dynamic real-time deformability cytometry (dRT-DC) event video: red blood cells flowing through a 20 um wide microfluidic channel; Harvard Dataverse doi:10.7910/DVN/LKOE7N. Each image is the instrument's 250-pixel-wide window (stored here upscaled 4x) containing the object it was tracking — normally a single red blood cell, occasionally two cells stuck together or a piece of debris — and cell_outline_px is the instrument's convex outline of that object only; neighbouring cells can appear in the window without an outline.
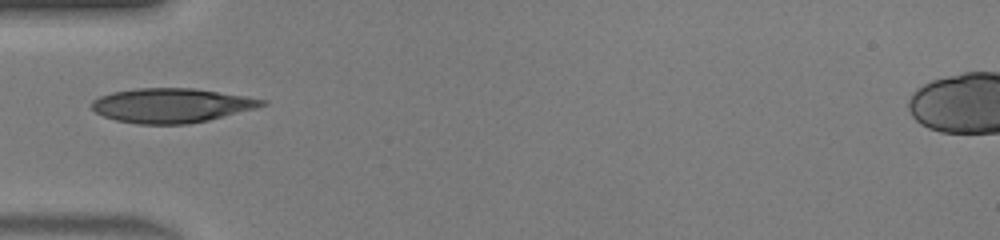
{"species": "human", "species_latin": "Homo sapiens", "temperature_condition": "warm", "stored_images_in_passage": 31, "camera_frame_rate_fps": 3000, "um_per_image_px": 0.085, "donor": {"sex": "male"}, "frame": {"image": 1, "passage_image": 1, "time_ms": 0.0, "image_size_px": [1000, 240], "cell_outline_px": [[268, 104], [256, 108], [208, 120], [188, 124], [136, 124], [116, 120], [104, 116], [96, 112], [92, 108], [92, 100], [100, 96], [112, 92], [136, 88], [196, 88], [268, 100]], "centroid_in_image_um": [14.58, 8.96], "position_along_channel_um": 70.4, "area_um2": 34.1}}
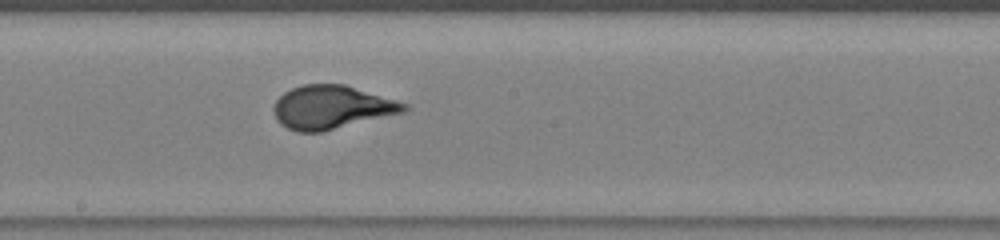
{"frame": {"image": 2, "passage_image": 11, "time_ms": 3.333, "image_size_px": [1000, 240], "cell_outline_px": [[412, 108], [404, 112], [320, 132], [296, 132], [280, 124], [276, 120], [272, 108], [276, 100], [284, 92], [292, 88], [304, 84], [344, 84], [396, 100], [408, 104]], "centroid_in_image_um": [28.17, 9.11], "position_along_channel_um": 220.0, "area_um2": 32.95}}
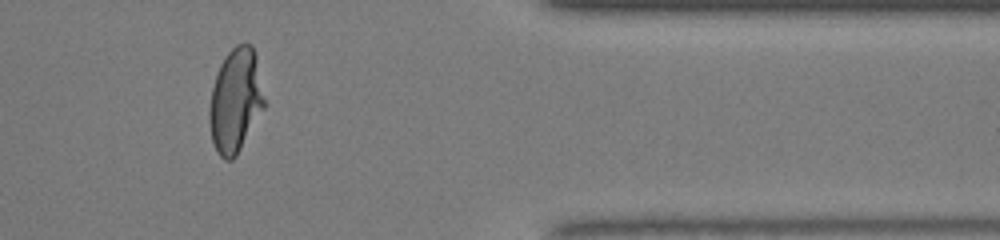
{"frame": {"image": 3, "passage_image": 24, "time_ms": 7.667, "image_size_px": [1000, 240], "cell_outline_px": [[264, 108], [236, 156], [232, 160], [224, 160], [216, 152], [212, 140], [208, 120], [208, 112], [212, 88], [220, 64], [224, 56], [236, 44], [252, 44], [256, 56], [264, 100]], "centroid_in_image_um": [19.99, 8.56], "position_along_channel_um": 391.4, "area_um2": 33.12}, "authors_computed_cell_mechanics": {"area_um2": 32.946, "velocity_mm_per_s": 4.4634, "shape_relaxation_time_tau1_ms": 4.437, "shape_relaxation_time_tau2_ms": null, "deformation_change_tau1": 0.2346, "deformation_change_tau2": null}}